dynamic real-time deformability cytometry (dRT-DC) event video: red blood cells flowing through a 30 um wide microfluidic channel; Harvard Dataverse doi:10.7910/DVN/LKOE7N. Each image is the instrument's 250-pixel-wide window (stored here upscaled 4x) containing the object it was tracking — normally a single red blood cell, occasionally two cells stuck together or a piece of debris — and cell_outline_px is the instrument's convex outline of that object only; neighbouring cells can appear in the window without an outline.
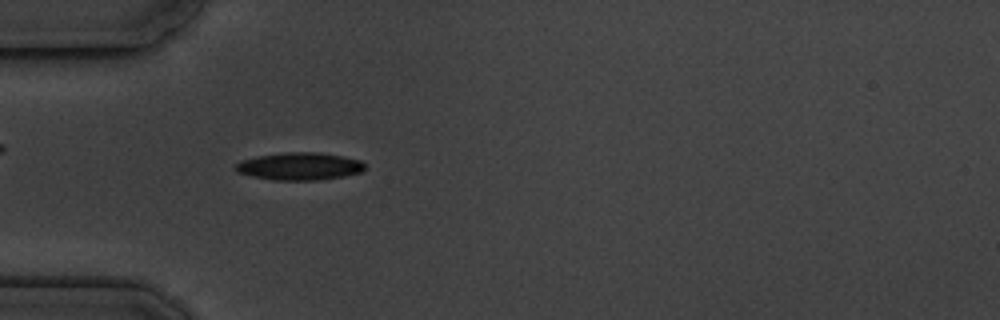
{"species": "common noctule bat (a hibernating species)", "species_latin": "Nyctalus noctula", "temperature_condition": "cold", "stored_images_in_passage": 4, "camera_frame_rate_fps": 3000, "um_per_image_px": 0.085, "animal": {"sex": "male", "body_mass_g": 19.5, "forearm_length_mm": 54.6}, "frame": {"image": 1, "passage_image": 3, "time_ms": 2.333, "image_size_px": [1000, 320], "cell_outline_px": [[364, 168], [360, 172], [344, 176], [316, 180], [272, 180], [252, 176], [236, 172], [236, 164], [240, 160], [260, 156], [284, 152], [320, 152], [344, 156], [360, 160], [364, 164]], "centroid_in_image_um": [25.45, 14.13], "position_along_channel_um": 59.5, "area_um2": 20.69}}